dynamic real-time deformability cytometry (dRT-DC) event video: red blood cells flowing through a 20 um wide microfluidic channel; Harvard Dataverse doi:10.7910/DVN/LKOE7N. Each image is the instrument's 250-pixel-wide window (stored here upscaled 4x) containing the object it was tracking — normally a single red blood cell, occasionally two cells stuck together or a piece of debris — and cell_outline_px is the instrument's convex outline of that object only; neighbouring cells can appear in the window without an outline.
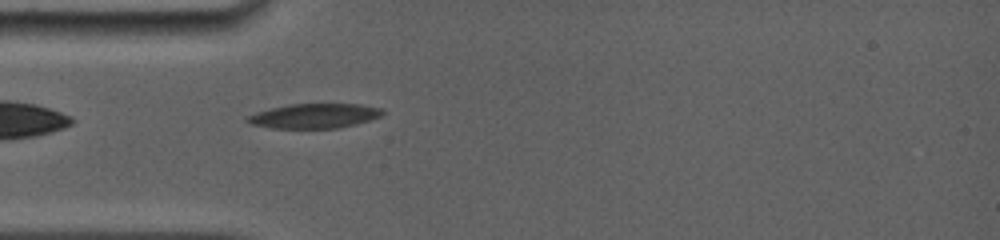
{"species": "common noctule bat (a hibernating species)", "species_latin": "Nyctalus noctula", "temperature_condition": "room temperature", "stored_images_in_passage": 16, "camera_frame_rate_fps": 5000, "um_per_image_px": 0.085, "animal": {"sex": "female", "body_mass_g": 19.0, "forearm_length_mm": 56.7}, "frame": {"image": 1, "passage_image": 1, "time_ms": 0.0, "image_size_px": [1000, 240], "cell_outline_px": [[384, 116], [356, 124], [340, 128], [272, 128], [252, 124], [244, 120], [248, 116], [256, 112], [288, 104], [360, 104], [384, 108]], "centroid_in_image_um": [26.79, 9.85], "position_along_channel_um": 58.2, "area_um2": 19.54}}
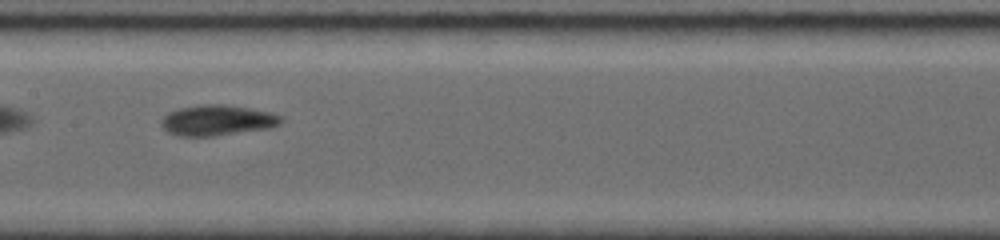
{"frame": {"image": 2, "passage_image": 7, "time_ms": 3.4, "image_size_px": [1000, 240], "cell_outline_px": [[284, 120], [280, 124], [272, 128], [212, 136], [176, 136], [168, 132], [160, 124], [160, 120], [168, 112], [180, 108], [200, 104], [224, 104], [272, 112], [284, 116]], "centroid_in_image_um": [18.5, 10.22], "position_along_channel_um": 188.9, "area_um2": 21.62}}
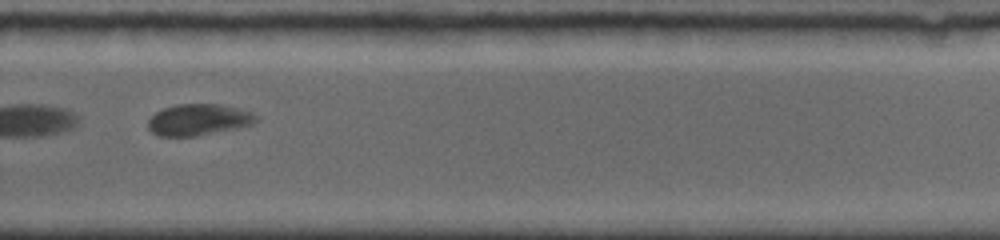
{"frame": {"image": 3, "passage_image": 10, "time_ms": 6.6, "image_size_px": [1000, 240], "cell_outline_px": [[260, 120], [252, 124], [236, 128], [196, 136], [160, 136], [152, 132], [148, 128], [148, 120], [156, 112], [164, 108], [176, 104], [220, 104], [240, 108], [256, 116]], "centroid_in_image_um": [16.86, 10.17], "position_along_channel_um": 312.9, "area_um2": 19.65}, "authors_computed_cell_mechanics": {"area_um2": 20.5479, "velocity_mm_per_s": 3.8767, "shape_relaxation_time_tau1_ms": 3.7753, "shape_relaxation_time_tau2_ms": 1.7213, "deformation_change_tau1": 0.1361, "deformation_change_tau2": 0.0584}}